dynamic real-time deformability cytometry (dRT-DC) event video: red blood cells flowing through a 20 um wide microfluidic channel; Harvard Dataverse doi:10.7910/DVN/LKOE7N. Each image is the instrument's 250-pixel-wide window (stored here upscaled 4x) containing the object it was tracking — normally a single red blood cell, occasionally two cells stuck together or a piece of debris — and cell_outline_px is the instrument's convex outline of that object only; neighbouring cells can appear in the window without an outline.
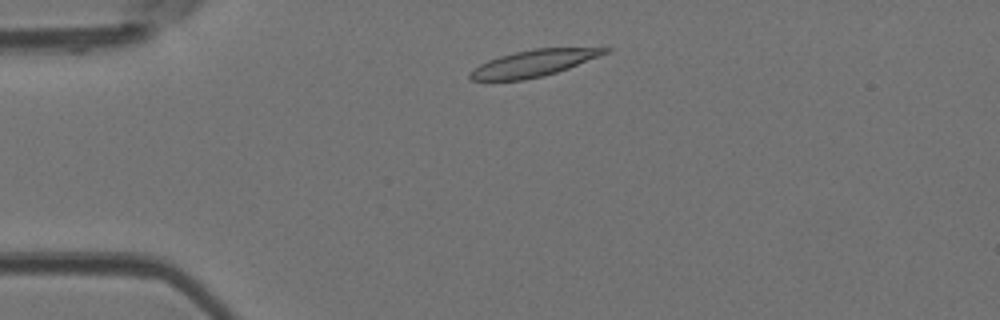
{"species": "Egyptian fruit bat (a non-hibernating species)", "species_latin": "Rousettus aegyptiacus", "temperature_condition": "room temperature", "stored_images_in_passage": 6, "camera_frame_rate_fps": 3000, "um_per_image_px": 0.085, "animal": {"sex": "female"}, "frame": {"image": 1, "passage_image": 2, "time_ms": 0.333, "image_size_px": [1000, 320], "cell_outline_px": [[612, 48], [608, 52], [600, 56], [568, 68], [544, 76], [524, 80], [472, 80], [468, 76], [480, 64], [488, 60], [500, 56], [532, 48]], "centroid_in_image_um": [45.37, 5.37], "position_along_channel_um": 39.6, "area_um2": 20.52}}
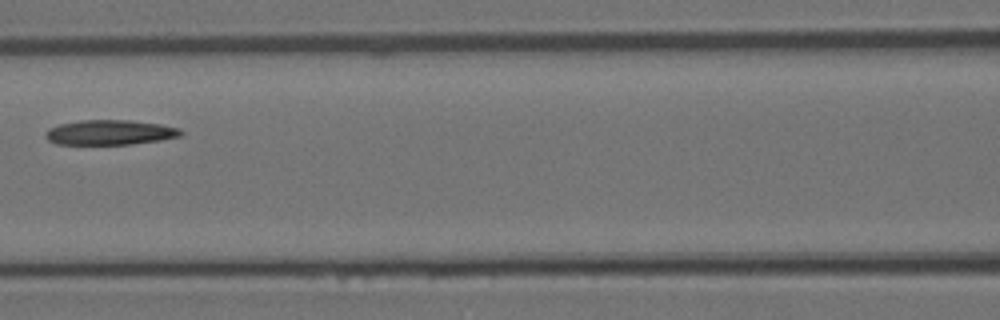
{"frame": {"image": 2, "passage_image": 5, "time_ms": 1.333, "image_size_px": [1000, 320], "cell_outline_px": [[184, 132], [180, 136], [160, 140], [132, 144], [56, 144], [48, 140], [44, 136], [48, 128], [60, 124], [80, 120], [132, 120], [160, 124], [180, 128]], "centroid_in_image_um": [9.34, 11.25], "position_along_channel_um": 157.3, "area_um2": 19.71}}
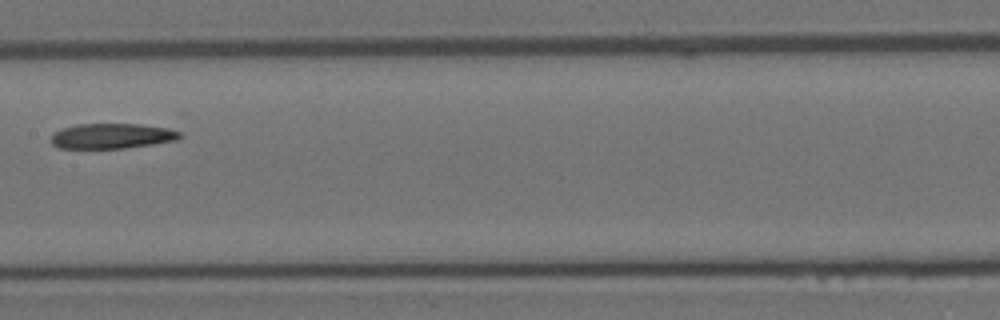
{"frame": {"image": 3, "passage_image": 6, "time_ms": 1.667, "image_size_px": [1000, 320], "cell_outline_px": [[180, 136], [176, 140], [152, 144], [124, 148], [60, 148], [52, 144], [52, 132], [60, 128], [76, 124], [140, 124], [168, 128], [180, 132]], "centroid_in_image_um": [9.46, 11.55], "position_along_channel_um": 197.9, "area_um2": 18.84}}